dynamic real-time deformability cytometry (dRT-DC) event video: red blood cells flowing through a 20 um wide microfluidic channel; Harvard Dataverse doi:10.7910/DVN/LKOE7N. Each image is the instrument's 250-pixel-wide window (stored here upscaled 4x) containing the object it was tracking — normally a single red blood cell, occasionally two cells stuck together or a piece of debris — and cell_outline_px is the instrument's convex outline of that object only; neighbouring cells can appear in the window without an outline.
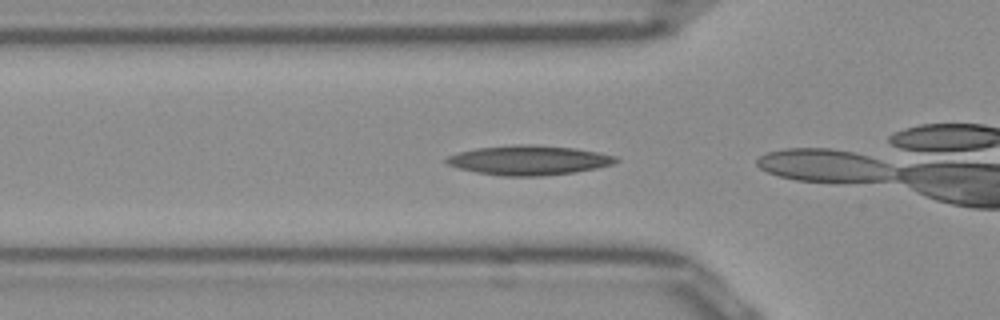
{"species": "Egyptian fruit bat (a non-hibernating species)", "species_latin": "Rousettus aegyptiacus", "temperature_condition": "room temperature", "stored_images_in_passage": 23, "camera_frame_rate_fps": 3000, "um_per_image_px": 0.085, "frame": {"image": 1, "passage_image": 10, "time_ms": 3.0, "image_size_px": [1000, 320], "cell_outline_px": [[620, 160], [612, 164], [596, 168], [572, 172], [544, 176], [504, 176], [476, 172], [460, 168], [448, 164], [444, 160], [448, 156], [460, 152], [476, 148], [516, 144], [528, 144], [572, 148], [596, 152], [616, 156]], "centroid_in_image_um": [44.94, 13.62], "position_along_channel_um": 80.9, "area_um2": 28.84}}